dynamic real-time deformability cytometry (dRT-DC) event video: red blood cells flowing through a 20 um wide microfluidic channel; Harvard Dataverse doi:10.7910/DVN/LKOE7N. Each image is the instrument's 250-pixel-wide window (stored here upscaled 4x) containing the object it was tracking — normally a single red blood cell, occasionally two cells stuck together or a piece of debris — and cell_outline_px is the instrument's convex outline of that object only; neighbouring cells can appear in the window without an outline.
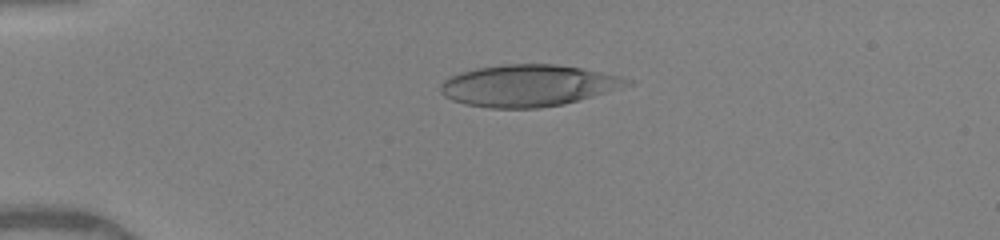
{"species": "human", "species_latin": "Homo sapiens", "temperature_condition": "warm", "stored_images_in_passage": 6, "camera_frame_rate_fps": 3000, "um_per_image_px": 0.085, "donor": {"sex": "female"}, "frame": {"image": 1, "passage_image": 2, "time_ms": 0.333, "image_size_px": [1000, 240], "cell_outline_px": [[580, 84], [576, 96], [572, 100], [556, 104], [476, 104], [452, 80], [460, 76], [472, 72], [488, 68], [572, 68], [580, 72]], "centroid_in_image_um": [44.25, 7.28], "position_along_channel_um": 40.8, "area_um2": 28.96}}